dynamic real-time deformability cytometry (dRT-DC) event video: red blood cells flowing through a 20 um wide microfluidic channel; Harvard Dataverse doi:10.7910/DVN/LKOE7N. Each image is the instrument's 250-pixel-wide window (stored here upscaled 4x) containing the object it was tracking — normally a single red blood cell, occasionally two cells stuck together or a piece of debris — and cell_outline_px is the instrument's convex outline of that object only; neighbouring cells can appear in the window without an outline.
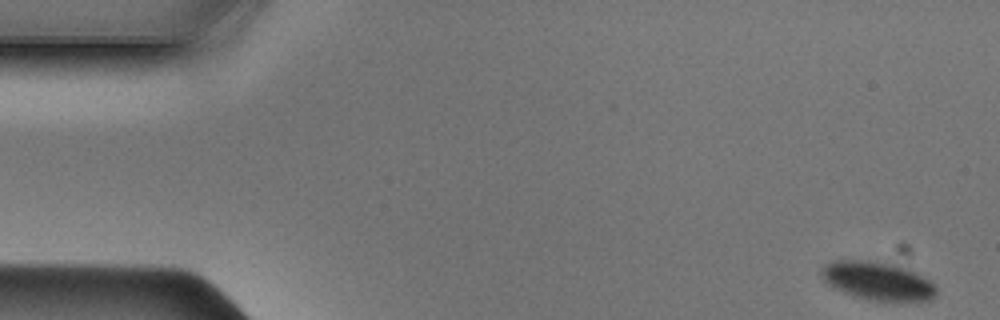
{"species": "Egyptian fruit bat (a non-hibernating species)", "species_latin": "Rousettus aegyptiacus", "temperature_condition": "cold", "stored_images_in_passage": 47, "camera_frame_rate_fps": 3000, "um_per_image_px": 0.085, "animal": {"sex": "male"}, "frame": {"image": 1, "passage_image": 1, "time_ms": 0.0, "image_size_px": [1000, 320], "cell_outline_px": [[936, 296], [932, 300], [900, 304], [868, 300], [844, 292], [828, 284], [824, 280], [820, 272], [824, 264], [836, 260], [860, 260], [892, 264], [908, 268], [928, 280], [936, 288]], "centroid_in_image_um": [74.65, 23.93], "position_along_channel_um": 10.4, "area_um2": 26.13}}
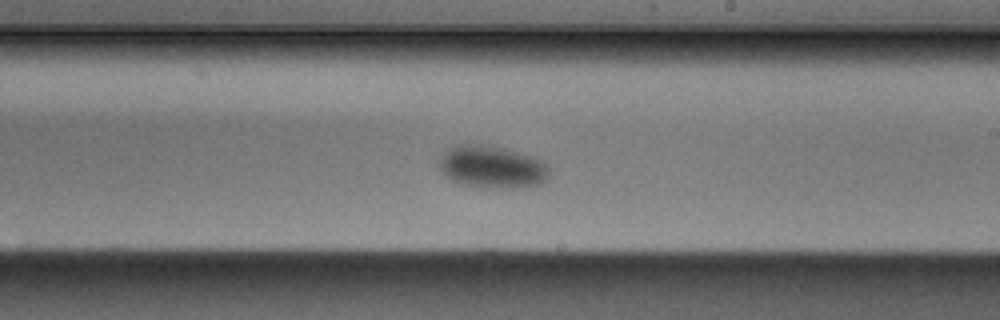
{"frame": {"image": 2, "passage_image": 27, "time_ms": 8.667, "image_size_px": [1000, 320], "cell_outline_px": [[548, 176], [540, 184], [512, 188], [484, 188], [464, 184], [452, 180], [436, 164], [440, 156], [448, 148], [456, 144], [480, 144], [504, 148], [536, 156], [544, 160], [548, 168]], "centroid_in_image_um": [41.82, 14.17], "position_along_channel_um": 247.2, "area_um2": 27.46}}
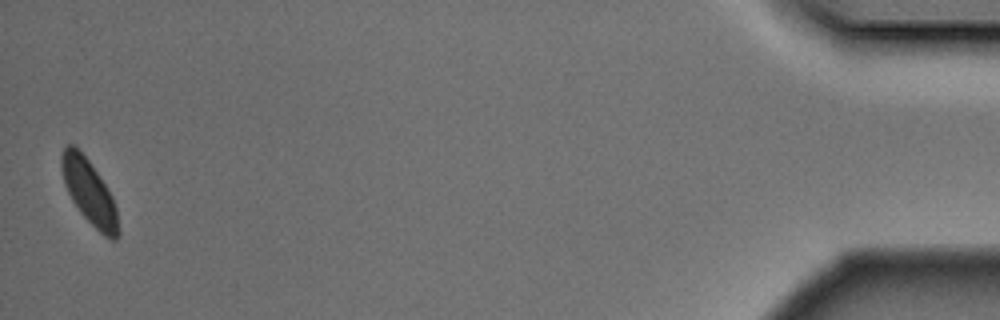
{"frame": {"image": 3, "passage_image": 47, "time_ms": 15.333, "image_size_px": [1000, 320], "cell_outline_px": [[120, 236], [116, 240], [112, 240], [104, 236], [80, 212], [72, 200], [64, 184], [60, 164], [60, 156], [64, 148], [68, 144], [76, 144], [88, 160], [112, 196], [116, 208], [120, 232]], "centroid_in_image_um": [7.57, 16.32], "position_along_channel_um": 427.6, "area_um2": 21.27}}